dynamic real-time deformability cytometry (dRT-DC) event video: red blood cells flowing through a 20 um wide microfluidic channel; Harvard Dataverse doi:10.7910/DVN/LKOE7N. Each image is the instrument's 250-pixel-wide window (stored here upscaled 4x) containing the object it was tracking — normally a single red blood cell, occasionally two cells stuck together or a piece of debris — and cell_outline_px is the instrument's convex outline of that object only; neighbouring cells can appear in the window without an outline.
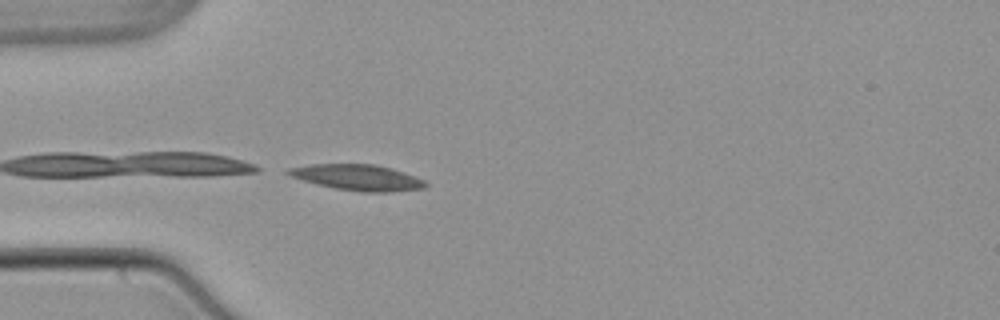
{"species": "common noctule bat (a hibernating species)", "species_latin": "Nyctalus noctula", "temperature_condition": "warm", "stored_images_in_passage": 13, "camera_frame_rate_fps": 3000, "um_per_image_px": 0.085, "animal": {"sex": "male", "body_mass_g": 21.5, "forearm_length_mm": 52.0}, "frame": {"image": 1, "passage_image": 13, "time_ms": 4.0, "image_size_px": [1000, 320], "cell_outline_px": [[428, 184], [424, 188], [392, 192], [360, 192], [336, 188], [316, 184], [292, 176], [284, 172], [288, 168], [312, 164], [376, 164], [392, 168], [424, 180]], "centroid_in_image_um": [30.41, 15.08], "position_along_channel_um": 54.6, "area_um2": 20.58}}